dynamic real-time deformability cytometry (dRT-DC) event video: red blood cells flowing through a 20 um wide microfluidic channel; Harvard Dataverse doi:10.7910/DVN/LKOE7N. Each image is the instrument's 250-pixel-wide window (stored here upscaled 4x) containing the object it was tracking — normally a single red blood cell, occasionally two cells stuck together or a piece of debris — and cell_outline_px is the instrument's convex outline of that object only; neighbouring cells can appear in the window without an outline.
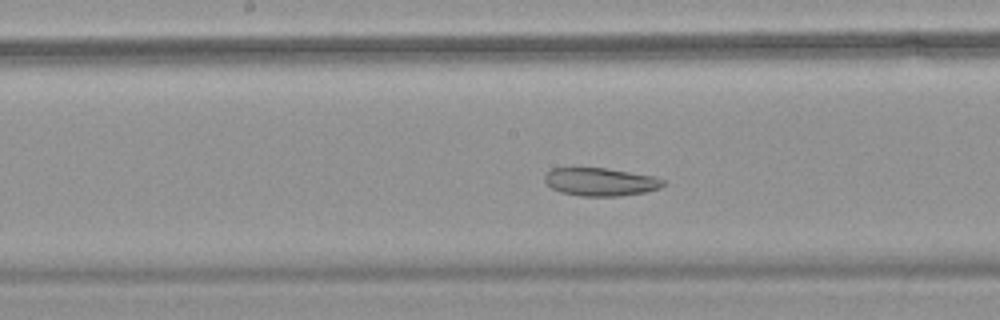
{"species": "common noctule bat (a hibernating species)", "species_latin": "Nyctalus noctula", "temperature_condition": "warm", "stored_images_in_passage": 54, "camera_frame_rate_fps": 3000, "um_per_image_px": 0.085, "animal": {"sex": "female", "body_mass_g": 18.4}, "frame": {"image": 1, "passage_image": 28, "time_ms": 9.0, "image_size_px": [1000, 320], "cell_outline_px": [[664, 184], [660, 188], [644, 192], [620, 196], [580, 196], [560, 192], [552, 188], [544, 180], [544, 176], [552, 168], [604, 168], [656, 176], [664, 180]], "centroid_in_image_um": [51.05, 15.46], "position_along_channel_um": 197.2, "area_um2": 19.31}}
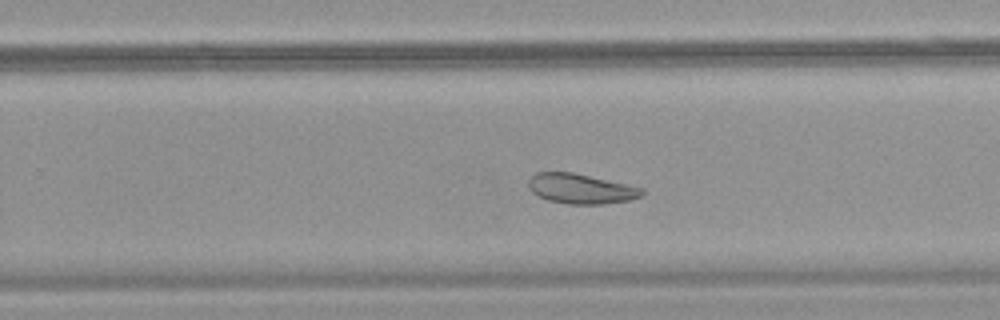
{"frame": {"image": 2, "passage_image": 35, "time_ms": 11.333, "image_size_px": [1000, 320], "cell_outline_px": [[644, 192], [640, 196], [628, 200], [604, 204], [568, 204], [548, 200], [532, 192], [528, 188], [528, 180], [536, 172], [572, 172], [644, 188]], "centroid_in_image_um": [49.35, 16.04], "position_along_channel_um": 280.5, "area_um2": 19.65}}
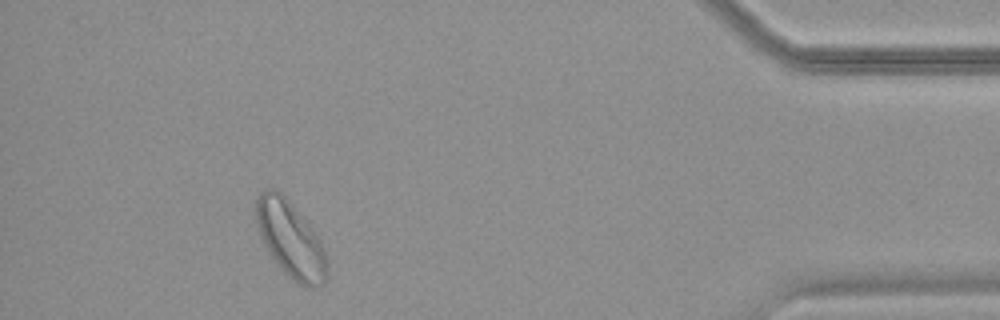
{"frame": {"image": 3, "passage_image": 50, "time_ms": 16.333, "image_size_px": [1000, 320], "cell_outline_px": [[328, 276], [324, 284], [312, 288], [308, 288], [292, 280], [280, 268], [268, 252], [256, 228], [256, 196], [260, 192], [268, 188], [276, 188], [292, 204], [308, 224], [320, 240], [324, 248], [328, 260]], "centroid_in_image_um": [24.7, 20.37], "position_along_channel_um": 410.5, "area_um2": 31.79}, "authors_computed_cell_mechanics": {"area_um2": 28.322, "velocity_mm_per_s": 3.5832, "shape_relaxation_time_tau1_ms": null, "shape_relaxation_time_tau2_ms": 3.0505, "deformation_change_tau1": null, "deformation_change_tau2": 0.0843}}